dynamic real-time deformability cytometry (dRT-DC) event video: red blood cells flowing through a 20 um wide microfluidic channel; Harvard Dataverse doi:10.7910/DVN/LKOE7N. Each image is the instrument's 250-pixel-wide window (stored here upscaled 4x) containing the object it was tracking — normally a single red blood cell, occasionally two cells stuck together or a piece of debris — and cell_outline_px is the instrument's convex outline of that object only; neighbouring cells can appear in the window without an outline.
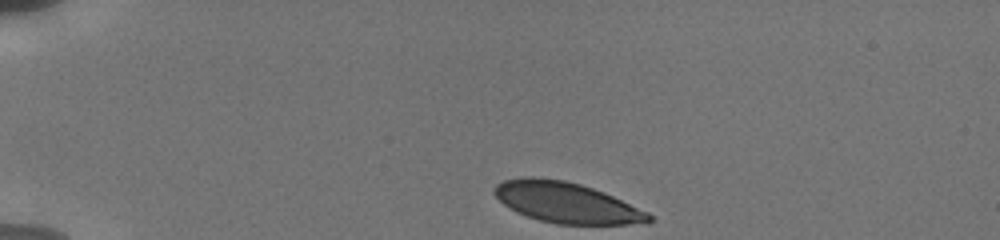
{"species": "human", "species_latin": "Homo sapiens", "temperature_condition": "cold", "stored_images_in_passage": 18, "camera_frame_rate_fps": 3000, "um_per_image_px": 0.085, "donor": {"sex": "male"}, "frame": {"image": 1, "passage_image": 1, "time_ms": 0.0, "image_size_px": [1000, 240], "cell_outline_px": [[652, 220], [648, 224], [556, 224], [540, 220], [516, 212], [504, 204], [492, 192], [492, 188], [496, 184], [504, 180], [524, 176], [532, 176], [564, 180], [580, 184], [604, 192], [648, 212], [652, 216]], "centroid_in_image_um": [48.14, 17.21], "position_along_channel_um": 36.9, "area_um2": 36.65}}
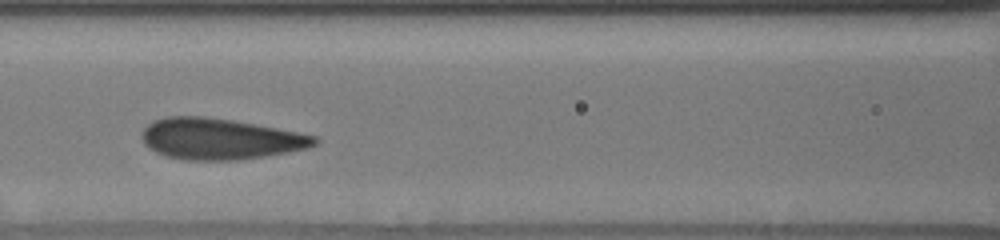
{"frame": {"image": 2, "passage_image": 15, "time_ms": 4.667, "image_size_px": [1000, 240], "cell_outline_px": [[320, 140], [316, 144], [308, 148], [288, 152], [240, 160], [184, 160], [168, 156], [156, 152], [148, 148], [144, 144], [140, 136], [144, 128], [152, 120], [168, 116], [204, 116], [232, 120], [256, 124], [300, 132], [316, 136]], "centroid_in_image_um": [18.69, 11.8], "position_along_channel_um": 147.9, "area_um2": 41.62}}
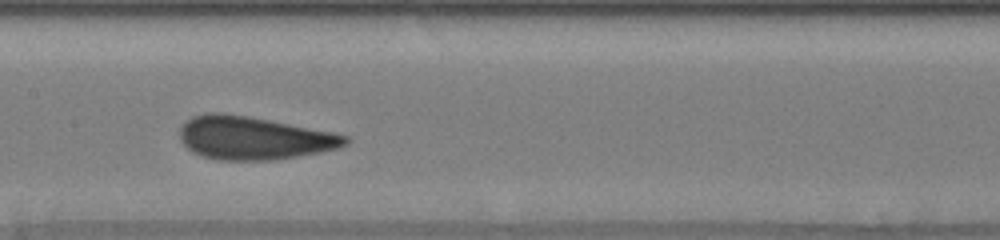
{"frame": {"image": 3, "passage_image": 17, "time_ms": 5.667, "image_size_px": [1000, 240], "cell_outline_px": [[352, 140], [348, 144], [340, 148], [320, 152], [272, 160], [216, 160], [200, 156], [192, 152], [180, 140], [180, 128], [192, 116], [208, 112], [224, 112], [248, 116], [332, 132], [348, 136]], "centroid_in_image_um": [21.56, 11.73], "position_along_channel_um": 185.8, "area_um2": 41.67}}